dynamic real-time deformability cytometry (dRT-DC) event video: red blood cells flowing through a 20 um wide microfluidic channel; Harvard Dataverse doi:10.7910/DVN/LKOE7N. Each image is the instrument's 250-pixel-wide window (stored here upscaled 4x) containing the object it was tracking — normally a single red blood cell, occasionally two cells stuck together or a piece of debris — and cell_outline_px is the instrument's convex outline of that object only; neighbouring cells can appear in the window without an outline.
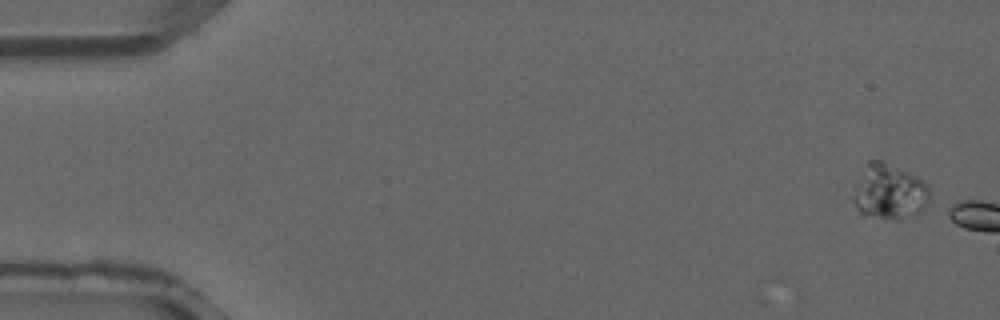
{"species": "common noctule bat (a hibernating species)", "species_latin": "Nyctalus noctula", "temperature_condition": "warm", "stored_images_in_passage": 2, "camera_frame_rate_fps": 3000, "um_per_image_px": 0.085, "animal": {"sex": "male", "forearm_length_mm": 52.5}, "frame": {"image": 1, "passage_image": 1, "time_ms": 0.0, "image_size_px": [1000, 320], "cell_outline_px": [[928, 200], [924, 208], [920, 212], [900, 216], [860, 216], [852, 200], [852, 196], [856, 184], [868, 160], [880, 160], [900, 168], [924, 180], [928, 184]], "centroid_in_image_um": [75.55, 16.25], "position_along_channel_um": 9.5, "area_um2": 23.93}}